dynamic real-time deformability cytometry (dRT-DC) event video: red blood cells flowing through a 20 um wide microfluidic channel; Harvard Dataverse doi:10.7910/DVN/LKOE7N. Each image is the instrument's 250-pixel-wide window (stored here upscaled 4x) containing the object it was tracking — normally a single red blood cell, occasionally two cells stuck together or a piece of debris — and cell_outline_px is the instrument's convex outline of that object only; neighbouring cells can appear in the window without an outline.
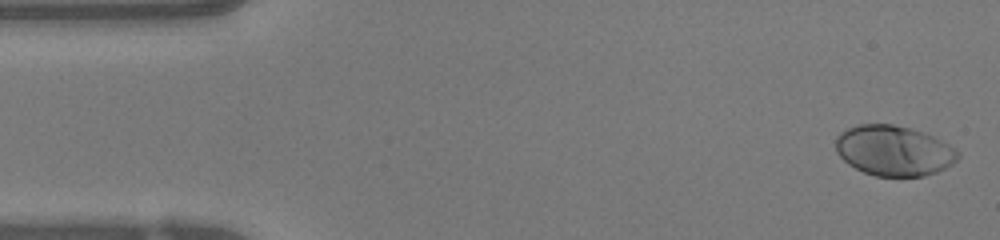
{"species": "human", "species_latin": "Homo sapiens", "temperature_condition": "warm", "stored_images_in_passage": 48, "camera_frame_rate_fps": 3000, "um_per_image_px": 0.085, "donor": {"sex": "female"}, "frame": {"image": 1, "passage_image": 1, "time_ms": 0.0, "image_size_px": [1000, 240], "cell_outline_px": [[960, 156], [952, 164], [936, 172], [924, 176], [876, 176], [864, 172], [848, 164], [836, 152], [836, 136], [840, 132], [856, 124], [892, 124], [924, 132], [948, 144], [960, 152]], "centroid_in_image_um": [75.96, 12.8], "position_along_channel_um": 9.0, "area_um2": 35.72}}
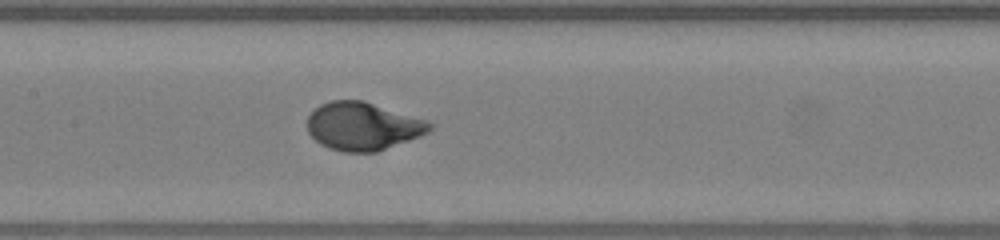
{"frame": {"image": 2, "passage_image": 22, "time_ms": 7.0, "image_size_px": [1000, 240], "cell_outline_px": [[432, 128], [428, 132], [420, 136], [376, 152], [344, 152], [328, 148], [320, 144], [308, 132], [308, 116], [320, 104], [332, 100], [364, 100], [428, 120], [432, 124]], "centroid_in_image_um": [30.85, 10.72], "position_along_channel_um": 176.5, "area_um2": 34.28}}
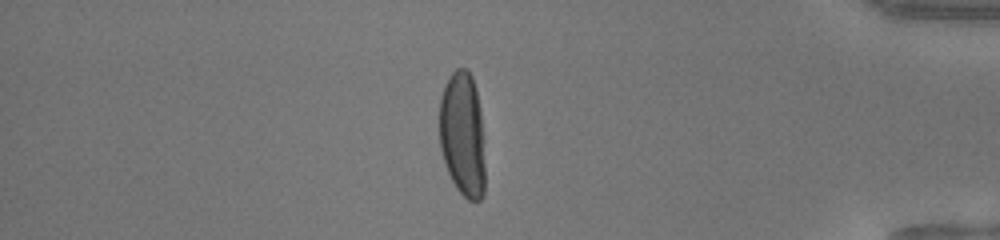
{"frame": {"image": 3, "passage_image": 41, "time_ms": 13.333, "image_size_px": [1000, 240], "cell_outline_px": [[484, 192], [480, 200], [468, 200], [456, 188], [444, 164], [440, 148], [440, 96], [452, 72], [456, 68], [468, 68], [472, 76], [480, 108], [484, 164]], "centroid_in_image_um": [39.31, 11.43], "position_along_channel_um": 395.9, "area_um2": 33.06}, "authors_computed_cell_mechanics": {"area_um2": 33.9286, "velocity_mm_per_s": 4.0942, "shape_relaxation_time_tau1_ms": 2.9608, "shape_relaxation_time_tau2_ms": null, "deformation_change_tau1": 0.2331, "deformation_change_tau2": null}}